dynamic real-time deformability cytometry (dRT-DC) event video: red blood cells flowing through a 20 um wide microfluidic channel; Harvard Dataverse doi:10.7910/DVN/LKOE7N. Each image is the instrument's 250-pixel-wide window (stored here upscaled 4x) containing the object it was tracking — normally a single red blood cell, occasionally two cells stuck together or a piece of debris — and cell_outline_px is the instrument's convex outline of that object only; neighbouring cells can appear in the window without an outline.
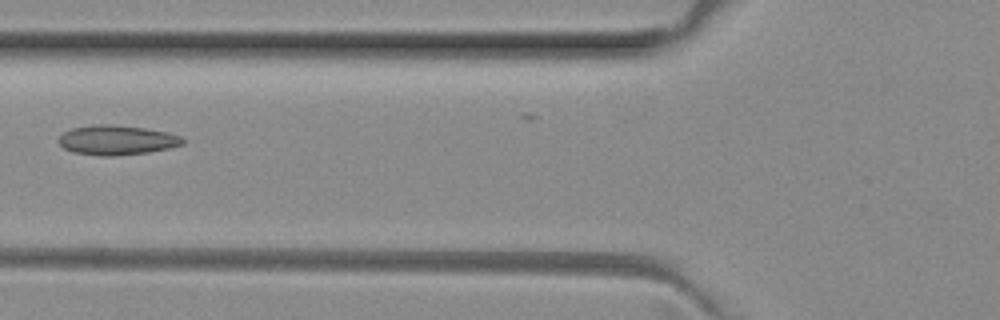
{"species": "common noctule bat (a hibernating species)", "species_latin": "Nyctalus noctula", "temperature_condition": "room temperature", "stored_images_in_passage": 6, "camera_frame_rate_fps": 3000, "um_per_image_px": 0.085, "animal": {"sex": "female", "body_mass_g": 29.2, "forearm_length_mm": 56.3}, "frame": {"image": 1, "passage_image": 6, "time_ms": 1.667, "image_size_px": [1000, 320], "cell_outline_px": [[184, 144], [168, 148], [148, 152], [112, 156], [100, 156], [72, 152], [64, 148], [56, 140], [64, 132], [72, 128], [96, 124], [112, 124], [144, 128], [168, 132], [180, 136], [184, 140]], "centroid_in_image_um": [9.9, 11.9], "position_along_channel_um": 115.9, "area_um2": 21.44}}